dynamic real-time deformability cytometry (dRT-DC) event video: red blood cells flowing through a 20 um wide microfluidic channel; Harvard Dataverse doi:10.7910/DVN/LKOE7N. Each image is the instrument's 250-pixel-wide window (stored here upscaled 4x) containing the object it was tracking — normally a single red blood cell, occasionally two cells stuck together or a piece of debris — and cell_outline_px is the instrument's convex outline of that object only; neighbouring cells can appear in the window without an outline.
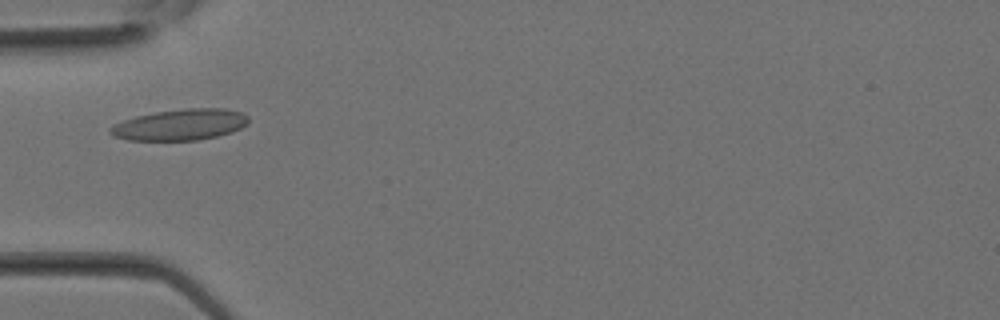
{"species": "Egyptian fruit bat (a non-hibernating species)", "species_latin": "Rousettus aegyptiacus", "temperature_condition": "room temperature", "stored_images_in_passage": 31, "camera_frame_rate_fps": 3000, "um_per_image_px": 0.085, "animal": {"sex": "female"}, "frame": {"image": 1, "passage_image": 9, "time_ms": 2.667, "image_size_px": [1000, 320], "cell_outline_px": [[248, 124], [232, 132], [216, 136], [196, 140], [128, 140], [112, 136], [108, 132], [108, 128], [124, 120], [136, 116], [156, 112], [188, 108], [224, 108], [244, 112], [248, 116]], "centroid_in_image_um": [15.33, 10.59], "position_along_channel_um": 69.7, "area_um2": 25.09}}
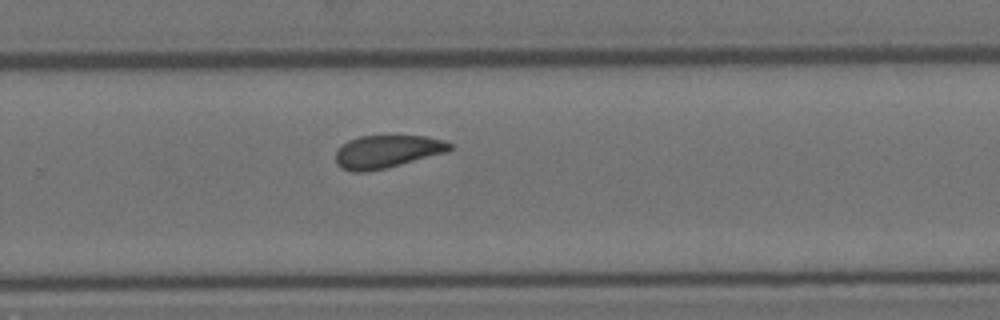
{"frame": {"image": 2, "passage_image": 20, "time_ms": 6.333, "image_size_px": [1000, 320], "cell_outline_px": [[452, 148], [448, 152], [388, 168], [368, 172], [352, 172], [340, 168], [336, 164], [336, 152], [348, 140], [360, 136], [424, 136], [444, 140], [452, 144]], "centroid_in_image_um": [32.91, 12.9], "position_along_channel_um": 296.9, "area_um2": 22.02}}
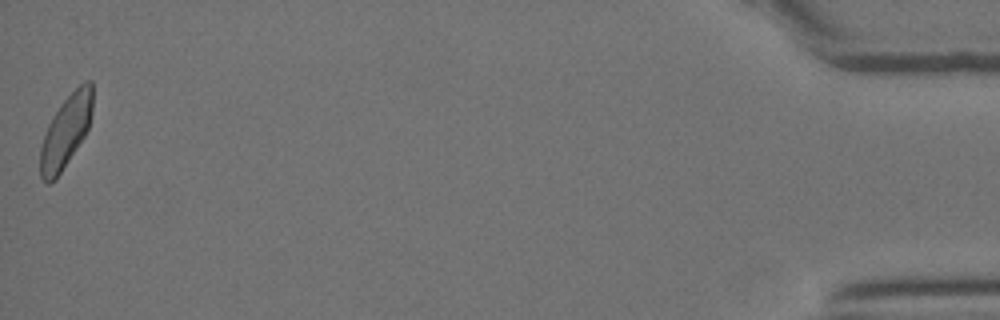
{"frame": {"image": 3, "passage_image": 31, "time_ms": 10.0, "image_size_px": [1000, 320], "cell_outline_px": [[92, 112], [88, 128], [84, 136], [56, 180], [48, 184], [40, 176], [40, 148], [48, 124], [52, 116], [60, 104], [84, 80], [92, 80]], "centroid_in_image_um": [5.59, 11.17], "position_along_channel_um": 429.6, "area_um2": 21.91}}